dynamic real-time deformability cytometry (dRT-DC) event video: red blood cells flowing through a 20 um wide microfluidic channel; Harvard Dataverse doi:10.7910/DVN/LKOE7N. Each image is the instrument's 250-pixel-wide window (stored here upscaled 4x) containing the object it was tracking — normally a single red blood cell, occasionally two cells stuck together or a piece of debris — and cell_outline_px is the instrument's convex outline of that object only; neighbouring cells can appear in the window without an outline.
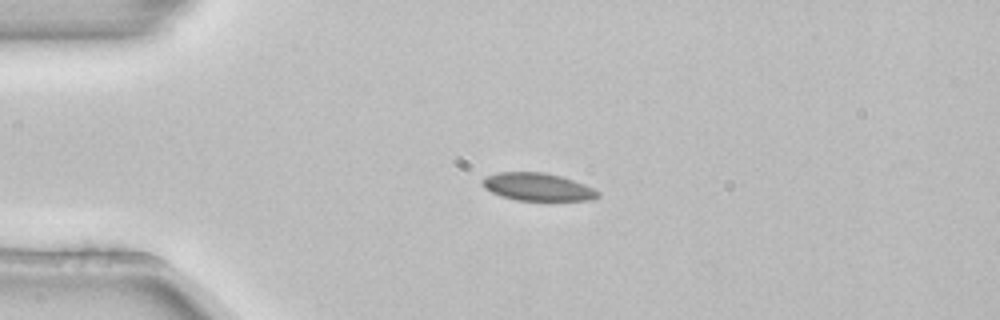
{"species": "common noctule bat (a hibernating species)", "species_latin": "Nyctalus noctula", "temperature_condition": "room temperature", "stored_images_in_passage": 5, "camera_frame_rate_fps": 3000, "um_per_image_px": 0.085, "animal": {"sex": "female", "body_mass_g": 22.7, "forearm_length_mm": 54.2}, "frame": {"image": 1, "passage_image": 2, "time_ms": 0.333, "image_size_px": [1000, 320], "cell_outline_px": [[600, 196], [592, 200], [516, 200], [492, 192], [484, 188], [480, 180], [484, 176], [496, 172], [544, 172], [560, 176], [584, 184], [600, 192]], "centroid_in_image_um": [45.67, 15.87], "position_along_channel_um": 39.3, "area_um2": 18.61}}